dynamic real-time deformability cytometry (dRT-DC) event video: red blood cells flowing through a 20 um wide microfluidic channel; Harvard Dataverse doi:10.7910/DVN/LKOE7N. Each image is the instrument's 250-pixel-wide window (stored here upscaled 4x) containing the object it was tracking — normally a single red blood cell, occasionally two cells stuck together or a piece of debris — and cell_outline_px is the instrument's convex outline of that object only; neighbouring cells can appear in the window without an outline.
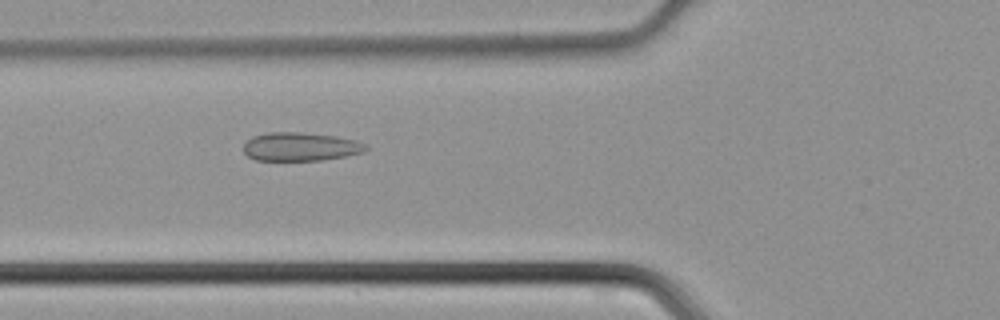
{"species": "common noctule bat (a hibernating species)", "species_latin": "Nyctalus noctula", "temperature_condition": "cold", "stored_images_in_passage": 45, "camera_frame_rate_fps": 3000, "um_per_image_px": 0.085, "animal": {"sex": "male", "body_mass_g": 21.5, "forearm_length_mm": 52.0}, "frame": {"image": 1, "passage_image": 17, "time_ms": 5.333, "image_size_px": [1000, 320], "cell_outline_px": [[368, 148], [364, 152], [344, 156], [320, 160], [256, 160], [248, 156], [244, 152], [244, 144], [252, 136], [268, 132], [304, 132], [336, 136], [356, 140], [364, 144]], "centroid_in_image_um": [25.53, 12.46], "position_along_channel_um": 100.3, "area_um2": 20.29}}
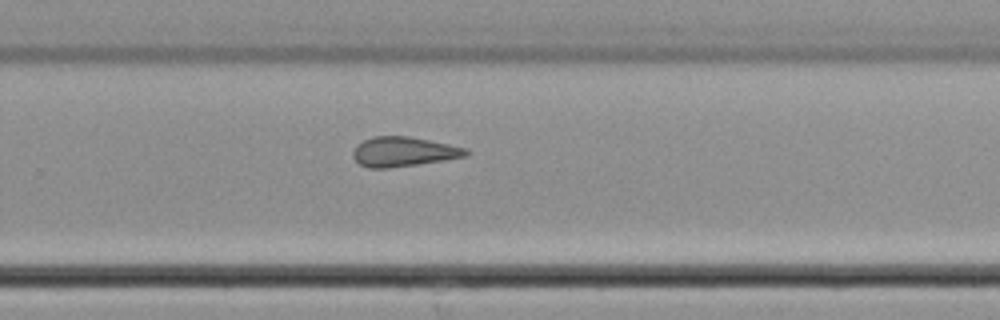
{"frame": {"image": 2, "passage_image": 30, "time_ms": 9.667, "image_size_px": [1000, 320], "cell_outline_px": [[472, 152], [468, 156], [444, 160], [388, 168], [368, 168], [360, 164], [352, 156], [352, 152], [356, 144], [372, 136], [408, 136], [468, 148]], "centroid_in_image_um": [34.31, 12.89], "position_along_channel_um": 295.5, "area_um2": 19.59}}
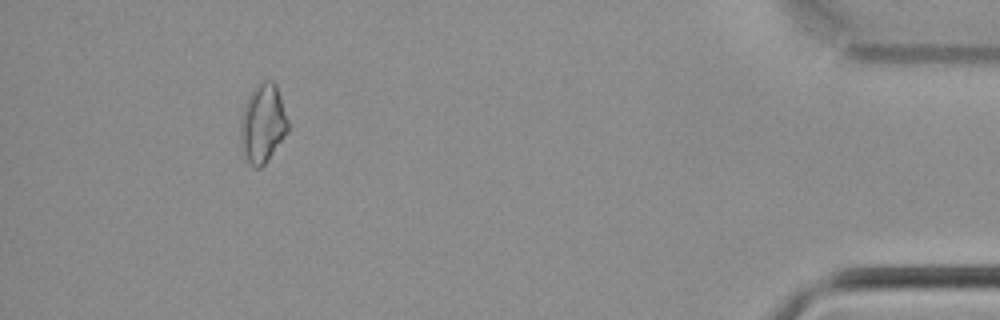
{"frame": {"image": 3, "passage_image": 42, "time_ms": 13.667, "image_size_px": [1000, 320], "cell_outline_px": [[288, 132], [264, 164], [260, 168], [256, 168], [248, 160], [240, 144], [240, 120], [244, 104], [248, 96], [256, 84], [264, 80], [272, 80], [276, 84], [288, 120]], "centroid_in_image_um": [22.32, 10.45], "position_along_channel_um": 412.9, "area_um2": 21.68}}